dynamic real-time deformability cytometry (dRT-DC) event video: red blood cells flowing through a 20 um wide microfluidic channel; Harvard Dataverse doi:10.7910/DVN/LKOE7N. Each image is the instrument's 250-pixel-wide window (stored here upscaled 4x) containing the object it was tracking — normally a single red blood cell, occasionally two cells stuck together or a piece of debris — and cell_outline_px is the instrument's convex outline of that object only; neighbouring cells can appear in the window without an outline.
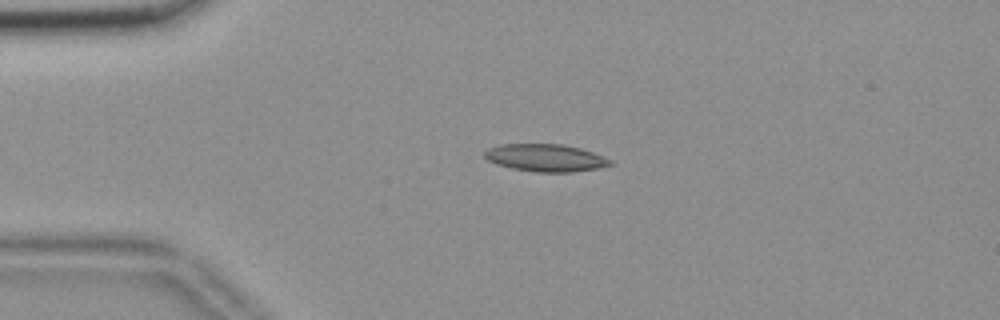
{"species": "common noctule bat (a hibernating species)", "species_latin": "Nyctalus noctula", "temperature_condition": "room temperature", "stored_images_in_passage": 54, "camera_frame_rate_fps": 3000, "um_per_image_px": 0.085, "animal": {"sex": "female", "body_mass_g": 18.4}, "frame": {"image": 1, "passage_image": 12, "time_ms": 3.667, "image_size_px": [1000, 320], "cell_outline_px": [[612, 164], [596, 168], [572, 172], [536, 172], [512, 168], [496, 164], [488, 160], [484, 156], [484, 152], [488, 148], [500, 144], [564, 144], [580, 148], [592, 152], [612, 160]], "centroid_in_image_um": [46.34, 13.41], "position_along_channel_um": 38.7, "area_um2": 20.0}}
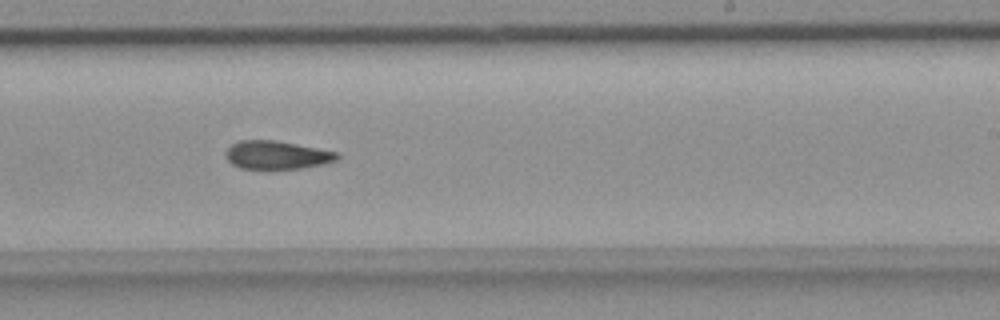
{"frame": {"image": 2, "passage_image": 33, "time_ms": 10.667, "image_size_px": [1000, 320], "cell_outline_px": [[340, 156], [336, 160], [324, 164], [300, 168], [240, 168], [232, 164], [224, 156], [224, 152], [232, 144], [240, 140], [276, 140], [340, 152]], "centroid_in_image_um": [23.54, 13.16], "position_along_channel_um": 265.5, "area_um2": 18.38}}
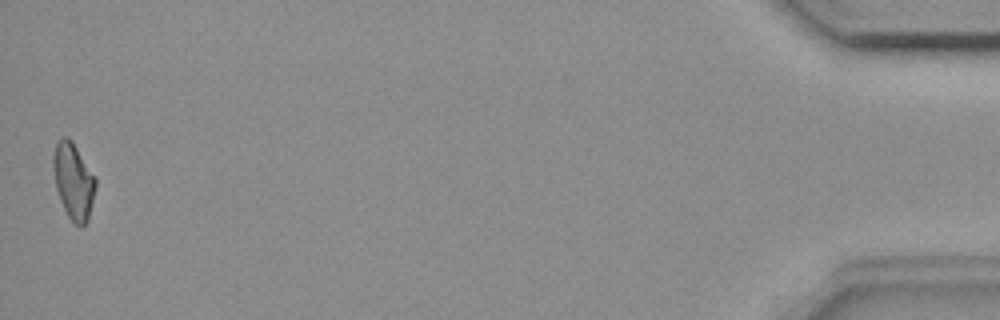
{"frame": {"image": 3, "passage_image": 54, "time_ms": 17.667, "image_size_px": [1000, 320], "cell_outline_px": [[96, 184], [88, 220], [80, 228], [68, 216], [60, 200], [56, 188], [52, 164], [52, 156], [56, 140], [64, 136], [68, 136], [72, 140], [96, 176]], "centroid_in_image_um": [6.23, 15.33], "position_along_channel_um": 429.0, "area_um2": 19.02}, "authors_computed_cell_mechanics": {"area_um2": 19.0451, "velocity_mm_per_s": 3.6774, "shape_relaxation_time_tau1_ms": null, "shape_relaxation_time_tau2_ms": 7.1775, "deformation_change_tau1": null, "deformation_change_tau2": 0.1493}}